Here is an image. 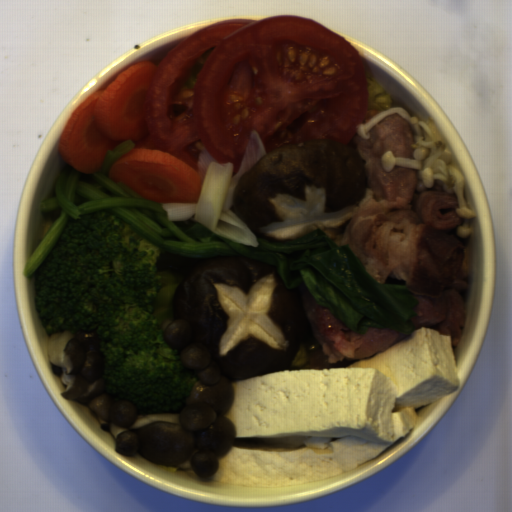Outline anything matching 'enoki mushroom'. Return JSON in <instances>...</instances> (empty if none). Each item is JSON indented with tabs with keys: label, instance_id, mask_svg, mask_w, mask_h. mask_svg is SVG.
<instances>
[{
	"label": "enoki mushroom",
	"instance_id": "1",
	"mask_svg": "<svg viewBox=\"0 0 512 512\" xmlns=\"http://www.w3.org/2000/svg\"><path fill=\"white\" fill-rule=\"evenodd\" d=\"M391 114L402 115L411 124L415 133V144L410 146L413 149V158L394 156L392 151H386L381 160L382 168L385 172L391 171L395 166L415 168L419 180L416 189L419 193L438 184L447 194H455L458 202L455 210L462 220V224L456 229V236L469 239L474 235L472 220L476 215L467 200L464 176L453 163V156L447 150L444 140L431 119L419 121L404 107H393L376 114L365 123H358L357 135L363 140H370V130Z\"/></svg>",
	"mask_w": 512,
	"mask_h": 512
}]
</instances>
